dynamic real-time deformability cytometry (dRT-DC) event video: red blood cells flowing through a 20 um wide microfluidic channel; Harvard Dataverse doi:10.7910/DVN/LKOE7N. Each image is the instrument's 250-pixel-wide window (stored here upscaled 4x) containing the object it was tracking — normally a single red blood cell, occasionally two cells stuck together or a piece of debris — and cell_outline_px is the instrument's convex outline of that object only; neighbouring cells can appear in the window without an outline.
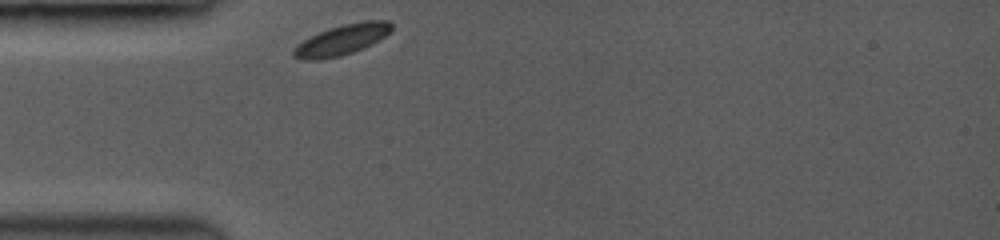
{"species": "common noctule bat (a hibernating species)", "species_latin": "Nyctalus noctula", "temperature_condition": "room temperature", "stored_images_in_passage": 22, "camera_frame_rate_fps": 3500, "um_per_image_px": 0.085, "animal": {"sex": "female", "body_mass_g": 19.0, "forearm_length_mm": 53.3}, "frame": {"image": 1, "passage_image": 1, "time_ms": 0.0, "image_size_px": [1000, 240], "cell_outline_px": [[392, 28], [384, 36], [372, 44], [364, 48], [340, 56], [316, 60], [304, 60], [292, 56], [292, 52], [296, 44], [328, 28], [344, 24], [368, 20], [388, 20], [392, 24]], "centroid_in_image_um": [29.04, 3.39], "position_along_channel_um": 56.0, "area_um2": 17.22}}
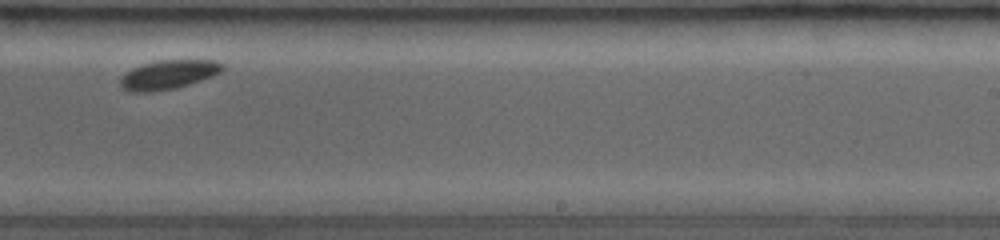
{"frame": {"image": 2, "passage_image": 14, "time_ms": 3.714, "image_size_px": [1000, 240], "cell_outline_px": [[224, 68], [220, 72], [212, 76], [176, 88], [148, 92], [132, 92], [124, 88], [120, 84], [120, 80], [132, 68], [144, 64], [160, 60], [216, 60], [224, 64]], "centroid_in_image_um": [14.35, 6.33], "position_along_channel_um": 274.6, "area_um2": 16.99}}
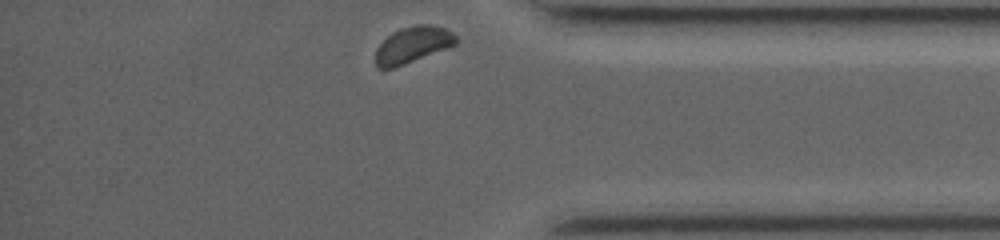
{"frame": {"image": 3, "passage_image": 22, "time_ms": 6.0, "image_size_px": [1000, 240], "cell_outline_px": [[456, 44], [404, 64], [392, 68], [376, 68], [376, 48], [392, 32], [400, 28], [420, 24], [428, 24], [444, 28], [452, 32], [456, 36]], "centroid_in_image_um": [35.06, 3.79], "position_along_channel_um": 400.1, "area_um2": 16.65}}